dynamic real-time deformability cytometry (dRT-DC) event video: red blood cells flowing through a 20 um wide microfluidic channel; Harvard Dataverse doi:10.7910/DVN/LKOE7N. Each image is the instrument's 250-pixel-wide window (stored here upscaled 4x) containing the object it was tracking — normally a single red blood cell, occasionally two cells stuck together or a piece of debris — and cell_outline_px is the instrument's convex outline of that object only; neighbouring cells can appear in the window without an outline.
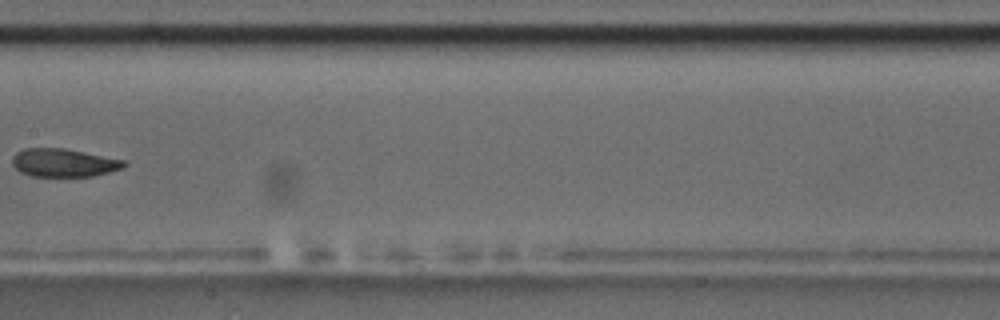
{"species": "common noctule bat (a hibernating species)", "species_latin": "Nyctalus noctula", "temperature_condition": "room temperature", "stored_images_in_passage": 9, "camera_frame_rate_fps": 3000, "um_per_image_px": 0.085, "animal": {"sex": "male", "body_mass_g": 17.5, "forearm_length_mm": 52.3}, "frame": {"image": 1, "passage_image": 9, "time_ms": 9.333, "image_size_px": [1000, 320], "cell_outline_px": [[128, 164], [120, 168], [108, 172], [92, 176], [32, 176], [20, 172], [12, 164], [12, 156], [16, 152], [24, 148], [64, 148], [124, 160]], "centroid_in_image_um": [5.37, 13.82], "position_along_channel_um": 202.0, "area_um2": 18.21}}